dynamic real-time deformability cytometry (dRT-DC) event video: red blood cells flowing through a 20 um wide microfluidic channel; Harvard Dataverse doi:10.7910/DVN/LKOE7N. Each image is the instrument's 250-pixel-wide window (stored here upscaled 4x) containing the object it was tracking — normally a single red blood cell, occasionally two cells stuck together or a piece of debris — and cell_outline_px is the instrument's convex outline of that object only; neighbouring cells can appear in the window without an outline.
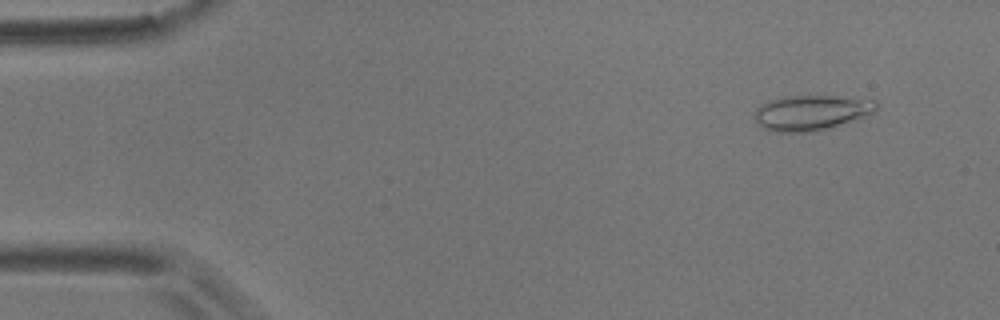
{"species": "common noctule bat (a hibernating species)", "species_latin": "Nyctalus noctula", "temperature_condition": "room temperature", "stored_images_in_passage": 56, "camera_frame_rate_fps": 3000, "um_per_image_px": 0.085, "animal": {"sex": "male", "body_mass_g": 17.9}, "frame": {"image": 1, "passage_image": 5, "time_ms": 1.333, "image_size_px": [1000, 320], "cell_outline_px": [[880, 104], [872, 112], [864, 116], [832, 128], [812, 132], [776, 132], [764, 128], [756, 120], [756, 108], [760, 104], [768, 100], [780, 96], [836, 96], [876, 100]], "centroid_in_image_um": [68.96, 9.57], "position_along_channel_um": 16.0, "area_um2": 25.03}}
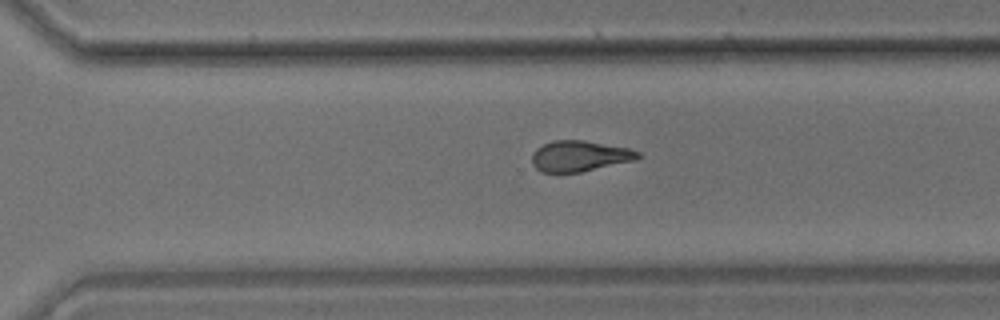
{"frame": {"image": 2, "passage_image": 39, "time_ms": 12.667, "image_size_px": [1000, 320], "cell_outline_px": [[640, 156], [636, 160], [580, 172], [540, 172], [532, 164], [532, 152], [536, 148], [552, 140], [584, 140], [628, 148], [640, 152]], "centroid_in_image_um": [49.25, 13.26], "position_along_channel_um": 321.4, "area_um2": 19.02}}
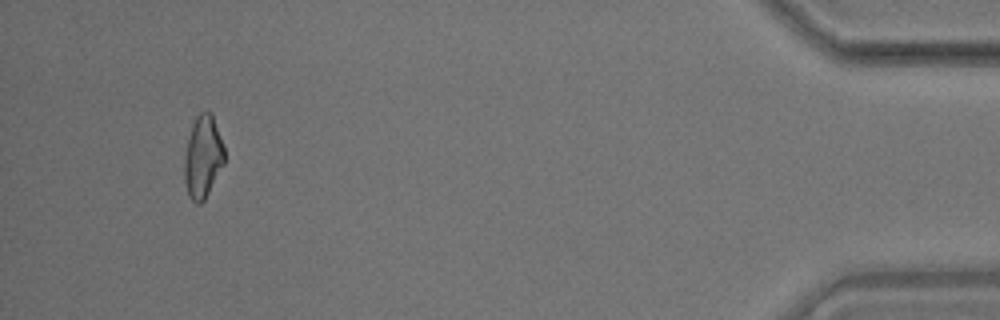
{"frame": {"image": 3, "passage_image": 53, "time_ms": 17.333, "image_size_px": [1000, 320], "cell_outline_px": [[224, 164], [204, 200], [200, 204], [196, 204], [188, 196], [184, 180], [184, 156], [188, 136], [192, 124], [196, 116], [200, 112], [212, 112], [224, 144]], "centroid_in_image_um": [17.24, 13.32], "position_along_channel_um": 418.0, "area_um2": 19.48}, "authors_computed_cell_mechanics": {"area_um2": 19.8832, "velocity_mm_per_s": 3.5743, "shape_relaxation_time_tau1_ms": 5.3435, "shape_relaxation_time_tau2_ms": 3.5251, "deformation_change_tau1": 0.1632, "deformation_change_tau2": 0.1249}}